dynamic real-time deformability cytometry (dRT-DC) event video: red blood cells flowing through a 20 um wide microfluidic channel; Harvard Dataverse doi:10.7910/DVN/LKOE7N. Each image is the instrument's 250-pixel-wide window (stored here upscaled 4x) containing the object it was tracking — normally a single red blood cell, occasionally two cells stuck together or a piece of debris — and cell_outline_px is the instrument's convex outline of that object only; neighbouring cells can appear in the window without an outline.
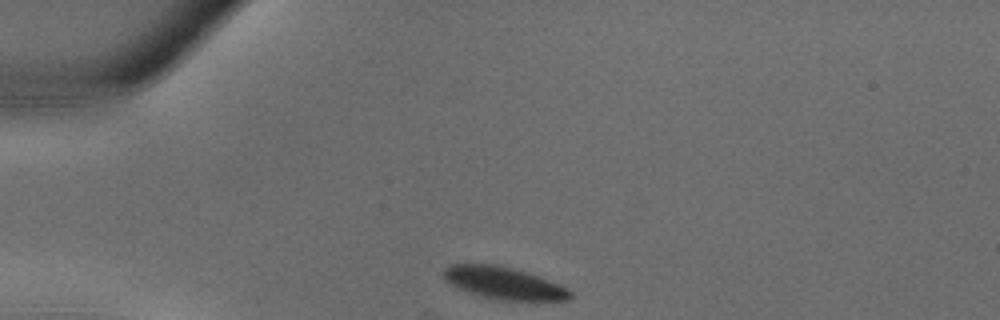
{"species": "common noctule bat (a hibernating species)", "species_latin": "Nyctalus noctula", "temperature_condition": "warm", "stored_images_in_passage": 28, "camera_frame_rate_fps": 3000, "um_per_image_px": 0.085, "animal": {"sex": "male", "body_mass_g": 18.8}, "frame": {"image": 1, "passage_image": 1, "time_ms": 0.0, "image_size_px": [1000, 320], "cell_outline_px": [[572, 296], [568, 300], [496, 300], [468, 292], [456, 288], [448, 284], [444, 280], [444, 268], [452, 264], [496, 264], [512, 268], [560, 284], [568, 288], [572, 292]], "centroid_in_image_um": [42.78, 24.07], "position_along_channel_um": 42.2, "area_um2": 23.7}}
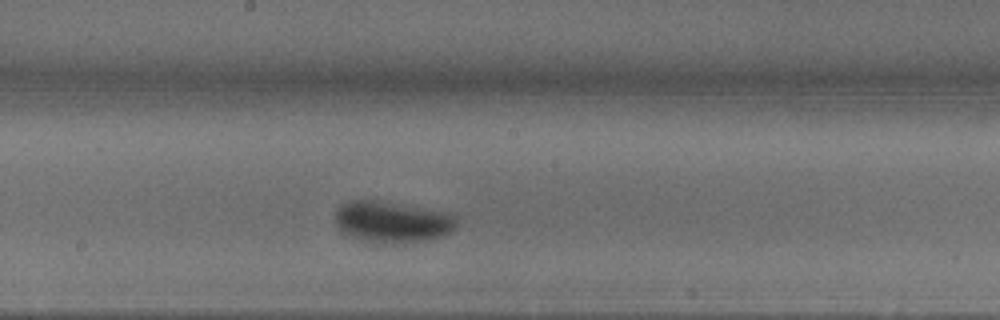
{"frame": {"image": 2, "passage_image": 12, "time_ms": 3.667, "image_size_px": [1000, 320], "cell_outline_px": [[456, 224], [452, 232], [440, 236], [424, 240], [396, 244], [364, 244], [340, 232], [332, 220], [332, 216], [336, 208], [340, 204], [352, 200], [376, 200], [448, 212], [456, 216]], "centroid_in_image_um": [33.21, 18.89], "position_along_channel_um": 215.0, "area_um2": 30.29}}
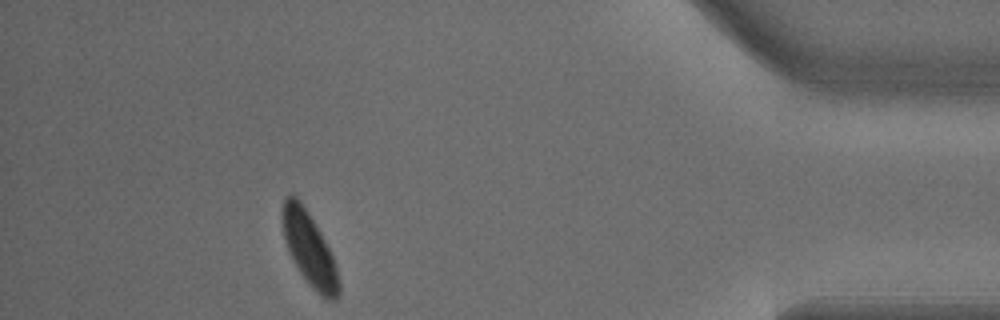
{"frame": {"image": 3, "passage_image": 25, "time_ms": 8.0, "image_size_px": [1000, 320], "cell_outline_px": [[340, 296], [336, 300], [328, 300], [320, 296], [312, 288], [300, 272], [292, 260], [288, 252], [284, 240], [284, 200], [288, 196], [296, 196], [300, 200], [308, 212], [320, 232], [332, 256], [336, 268], [340, 284]], "centroid_in_image_um": [26.32, 21.26], "position_along_channel_um": 408.9, "area_um2": 23.58}}